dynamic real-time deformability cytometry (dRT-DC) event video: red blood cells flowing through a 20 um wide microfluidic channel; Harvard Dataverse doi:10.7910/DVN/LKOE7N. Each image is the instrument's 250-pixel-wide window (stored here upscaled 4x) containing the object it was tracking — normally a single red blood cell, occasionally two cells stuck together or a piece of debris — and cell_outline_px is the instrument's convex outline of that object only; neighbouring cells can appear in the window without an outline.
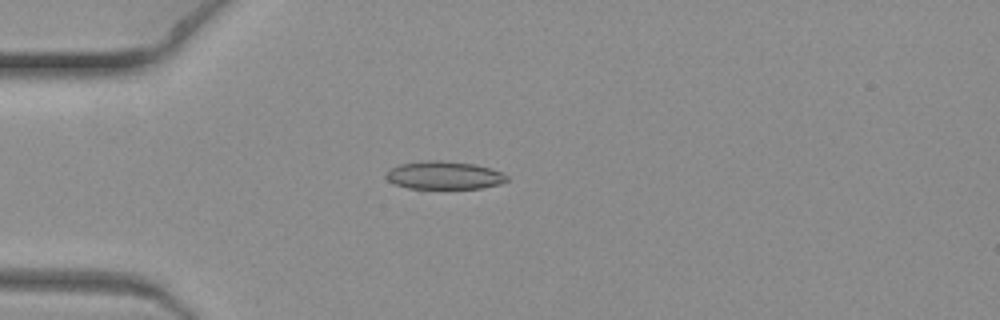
{"species": "common noctule bat (a hibernating species)", "species_latin": "Nyctalus noctula", "temperature_condition": "warm", "stored_images_in_passage": 8, "camera_frame_rate_fps": 3000, "um_per_image_px": 0.085, "animal": {"sex": "female", "body_mass_g": 19.3, "forearm_length_mm": 54.1}, "frame": {"image": 1, "passage_image": 6, "time_ms": 1.667, "image_size_px": [1000, 320], "cell_outline_px": [[508, 180], [500, 184], [480, 188], [420, 192], [396, 184], [388, 180], [384, 176], [392, 168], [400, 164], [424, 160], [440, 160], [476, 164], [492, 168], [508, 176]], "centroid_in_image_um": [37.74, 14.95], "position_along_channel_um": 47.3, "area_um2": 20.69}}
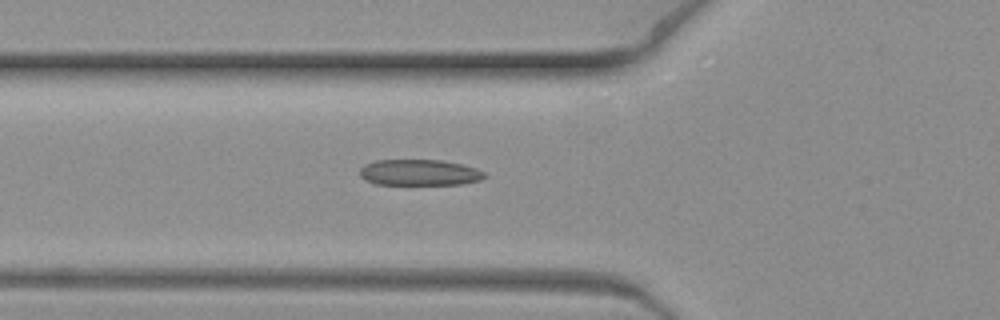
{"frame": {"image": 2, "passage_image": 8, "time_ms": 2.333, "image_size_px": [1000, 320], "cell_outline_px": [[488, 176], [480, 180], [460, 184], [372, 184], [360, 176], [360, 168], [364, 164], [376, 160], [440, 160], [460, 164], [476, 168], [484, 172]], "centroid_in_image_um": [35.63, 14.66], "position_along_channel_um": 90.2, "area_um2": 18.9}}